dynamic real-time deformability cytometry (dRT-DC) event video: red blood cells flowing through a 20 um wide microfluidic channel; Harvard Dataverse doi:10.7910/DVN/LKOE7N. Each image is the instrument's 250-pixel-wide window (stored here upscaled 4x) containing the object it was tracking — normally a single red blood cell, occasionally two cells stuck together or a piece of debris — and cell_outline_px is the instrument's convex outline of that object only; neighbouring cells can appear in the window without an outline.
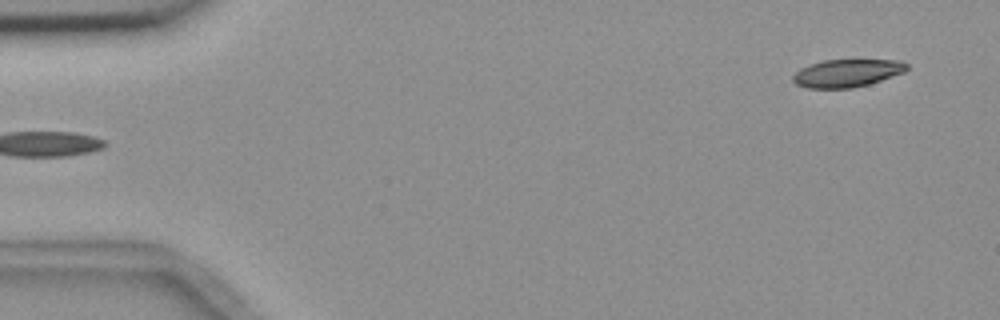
{"species": "common noctule bat (a hibernating species)", "species_latin": "Nyctalus noctula", "temperature_condition": "room temperature", "stored_images_in_passage": 5, "camera_frame_rate_fps": 3000, "um_per_image_px": 0.085, "animal": {"sex": "female", "body_mass_g": 18.4}, "frame": {"image": 1, "passage_image": 5, "time_ms": 5.333, "image_size_px": [1000, 320], "cell_outline_px": [[908, 68], [904, 72], [868, 84], [852, 88], [808, 88], [796, 84], [792, 80], [792, 76], [800, 68], [824, 60], [900, 60], [908, 64]], "centroid_in_image_um": [71.99, 6.21], "position_along_channel_um": 13.0, "area_um2": 18.26}}